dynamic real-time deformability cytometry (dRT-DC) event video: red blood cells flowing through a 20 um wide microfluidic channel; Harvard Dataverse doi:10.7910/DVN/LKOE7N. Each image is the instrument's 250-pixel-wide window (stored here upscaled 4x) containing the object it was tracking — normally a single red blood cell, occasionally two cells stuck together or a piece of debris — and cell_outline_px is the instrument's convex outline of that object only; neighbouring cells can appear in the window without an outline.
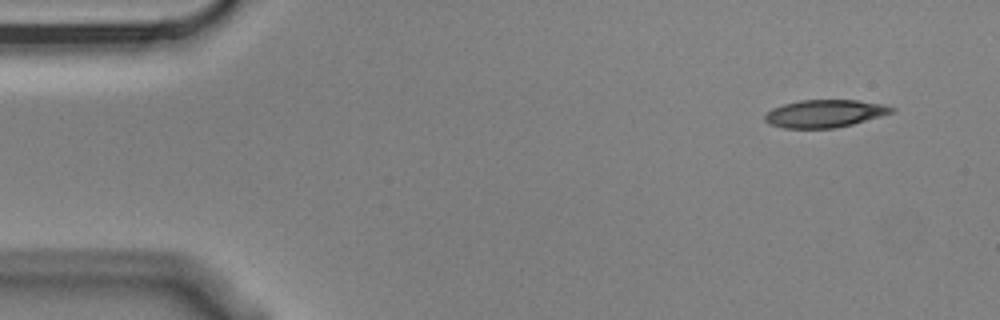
{"species": "Egyptian fruit bat (a non-hibernating species)", "species_latin": "Rousettus aegyptiacus", "temperature_condition": "cold", "stored_images_in_passage": 3, "camera_frame_rate_fps": 3000, "um_per_image_px": 0.085, "animal": {"sex": "male"}, "frame": {"image": 1, "passage_image": 1, "time_ms": 0.0, "image_size_px": [1000, 320], "cell_outline_px": [[896, 112], [852, 124], [836, 128], [784, 128], [768, 124], [764, 120], [764, 116], [772, 108], [784, 104], [800, 100], [856, 100], [884, 104], [896, 108]], "centroid_in_image_um": [70.12, 9.65], "position_along_channel_um": 14.9, "area_um2": 20.52}}